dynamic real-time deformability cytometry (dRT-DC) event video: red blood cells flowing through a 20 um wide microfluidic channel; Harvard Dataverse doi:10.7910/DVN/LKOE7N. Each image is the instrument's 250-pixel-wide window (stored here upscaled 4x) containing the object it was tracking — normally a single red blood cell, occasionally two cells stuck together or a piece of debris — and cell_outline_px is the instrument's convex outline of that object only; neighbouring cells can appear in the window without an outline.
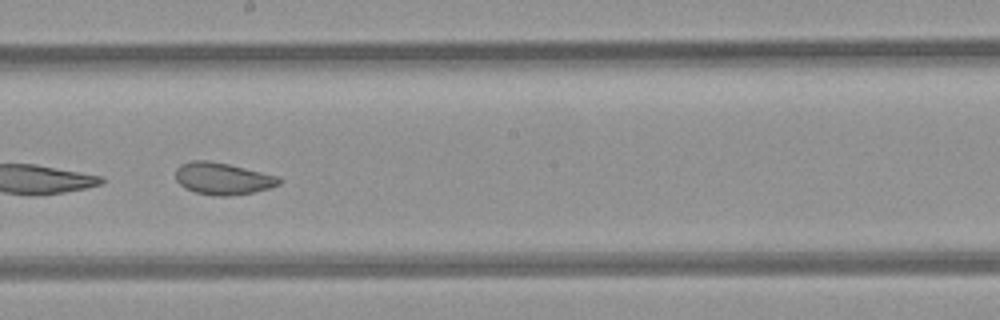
{"species": "common noctule bat (a hibernating species)", "species_latin": "Nyctalus noctula", "temperature_condition": "room temperature", "stored_images_in_passage": 10, "camera_frame_rate_fps": 3000, "um_per_image_px": 0.085, "animal": {"sex": "female", "body_mass_g": 21.9}, "frame": {"image": 1, "passage_image": 9, "time_ms": 9.0, "image_size_px": [1000, 320], "cell_outline_px": [[284, 180], [280, 184], [268, 188], [252, 192], [228, 196], [212, 196], [196, 192], [184, 188], [176, 180], [176, 168], [180, 164], [192, 160], [208, 160], [228, 164], [280, 176]], "centroid_in_image_um": [18.94, 15.17], "position_along_channel_um": 229.3, "area_um2": 19.42}}
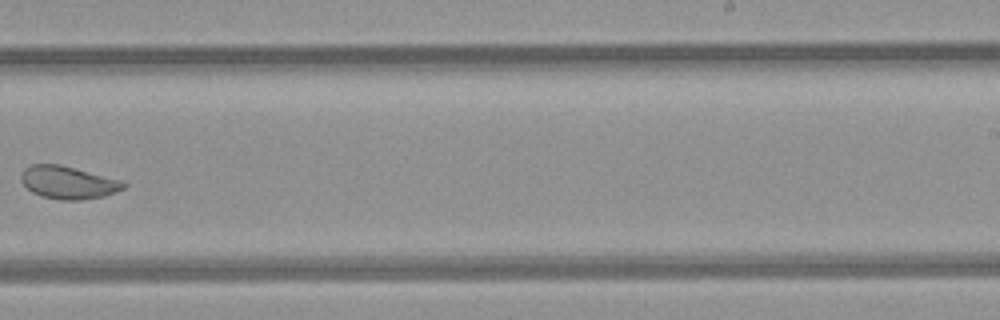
{"frame": {"image": 2, "passage_image": 10, "time_ms": 10.333, "image_size_px": [1000, 320], "cell_outline_px": [[128, 184], [124, 188], [104, 196], [80, 200], [60, 200], [44, 196], [32, 192], [20, 180], [20, 176], [24, 168], [32, 164], [60, 164], [124, 180]], "centroid_in_image_um": [5.82, 15.5], "position_along_channel_um": 283.2, "area_um2": 19.65}}